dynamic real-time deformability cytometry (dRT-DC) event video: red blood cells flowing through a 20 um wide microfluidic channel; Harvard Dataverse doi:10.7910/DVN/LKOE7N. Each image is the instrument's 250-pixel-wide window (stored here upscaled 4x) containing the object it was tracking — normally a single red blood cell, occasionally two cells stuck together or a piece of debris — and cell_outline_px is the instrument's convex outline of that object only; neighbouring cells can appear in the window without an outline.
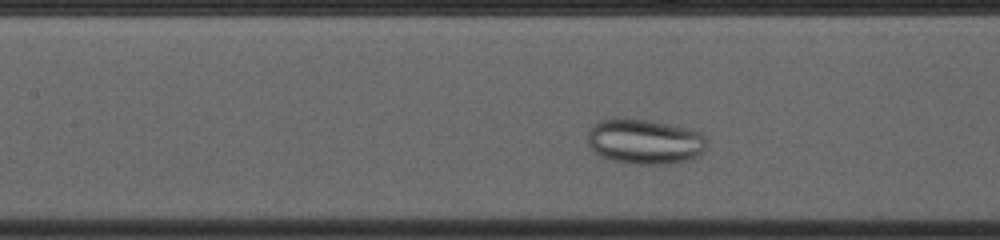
{"species": "common noctule bat (a hibernating species)", "species_latin": "Nyctalus noctula", "temperature_condition": "cold", "stored_images_in_passage": 33, "camera_frame_rate_fps": 3000, "um_per_image_px": 0.085, "animal": {"sex": "female", "body_mass_g": 23.0, "forearm_length_mm": 53.4}, "frame": {"image": 1, "passage_image": 13, "time_ms": 4.0, "image_size_px": [1000, 240], "cell_outline_px": [[704, 148], [696, 156], [684, 160], [668, 164], [636, 164], [612, 160], [600, 156], [588, 144], [588, 132], [600, 120], [644, 120], [668, 124], [700, 132], [704, 136]], "centroid_in_image_um": [54.77, 12.06], "position_along_channel_um": 152.6, "area_um2": 30.23}}
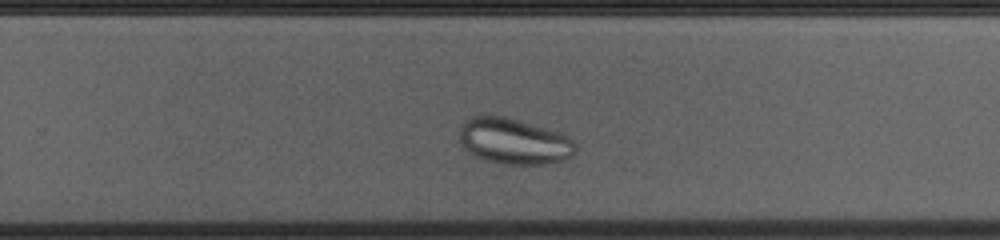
{"frame": {"image": 2, "passage_image": 24, "time_ms": 7.667, "image_size_px": [1000, 240], "cell_outline_px": [[576, 152], [572, 156], [564, 160], [544, 164], [508, 164], [488, 160], [476, 156], [460, 144], [460, 128], [472, 116], [508, 116], [568, 136], [576, 144]], "centroid_in_image_um": [43.71, 12.01], "position_along_channel_um": 286.1, "area_um2": 30.63}}
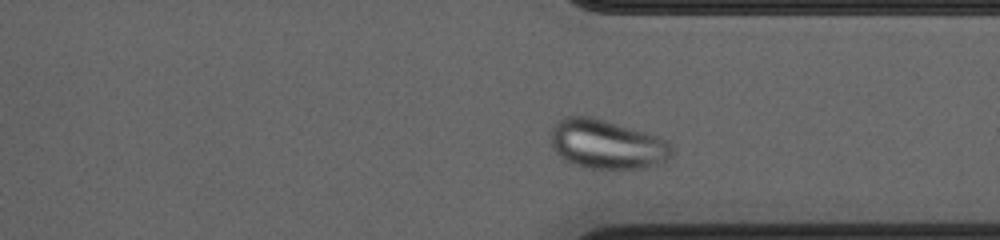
{"frame": {"image": 3, "passage_image": 30, "time_ms": 9.667, "image_size_px": [1000, 240], "cell_outline_px": [[672, 152], [664, 160], [648, 168], [620, 172], [604, 172], [580, 168], [564, 160], [552, 148], [548, 140], [548, 132], [560, 120], [568, 116], [592, 116], [632, 128], [656, 136], [664, 140], [672, 148]], "centroid_in_image_um": [51.5, 12.34], "position_along_channel_um": 359.9, "area_um2": 35.89}}